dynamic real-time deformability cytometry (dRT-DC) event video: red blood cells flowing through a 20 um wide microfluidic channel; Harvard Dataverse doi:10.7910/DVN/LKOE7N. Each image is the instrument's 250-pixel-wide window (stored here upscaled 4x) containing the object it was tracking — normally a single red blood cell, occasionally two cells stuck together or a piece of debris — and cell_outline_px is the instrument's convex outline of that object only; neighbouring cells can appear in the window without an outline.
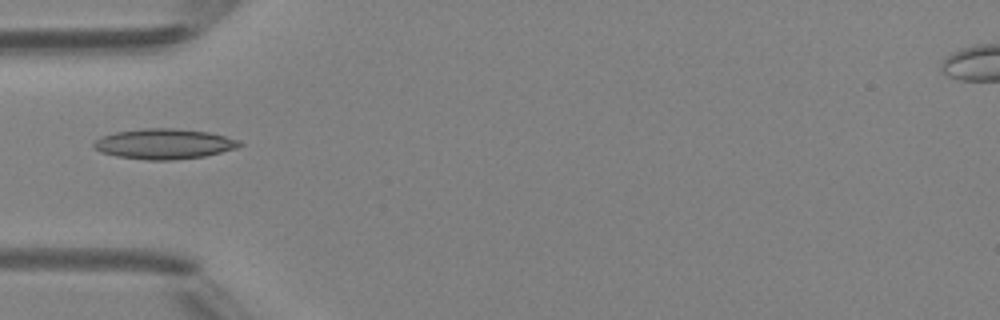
{"species": "Egyptian fruit bat (a non-hibernating species)", "species_latin": "Rousettus aegyptiacus", "temperature_condition": "room temperature", "stored_images_in_passage": 4, "camera_frame_rate_fps": 3000, "um_per_image_px": 0.085, "animal": {"sex": "female"}, "frame": {"image": 1, "passage_image": 4, "time_ms": 3.333, "image_size_px": [1000, 320], "cell_outline_px": [[244, 144], [236, 148], [204, 156], [172, 160], [148, 160], [116, 156], [100, 152], [92, 148], [92, 144], [100, 136], [116, 132], [144, 128], [176, 128], [208, 132], [240, 140]], "centroid_in_image_um": [13.92, 12.23], "position_along_channel_um": 71.1, "area_um2": 25.78}}